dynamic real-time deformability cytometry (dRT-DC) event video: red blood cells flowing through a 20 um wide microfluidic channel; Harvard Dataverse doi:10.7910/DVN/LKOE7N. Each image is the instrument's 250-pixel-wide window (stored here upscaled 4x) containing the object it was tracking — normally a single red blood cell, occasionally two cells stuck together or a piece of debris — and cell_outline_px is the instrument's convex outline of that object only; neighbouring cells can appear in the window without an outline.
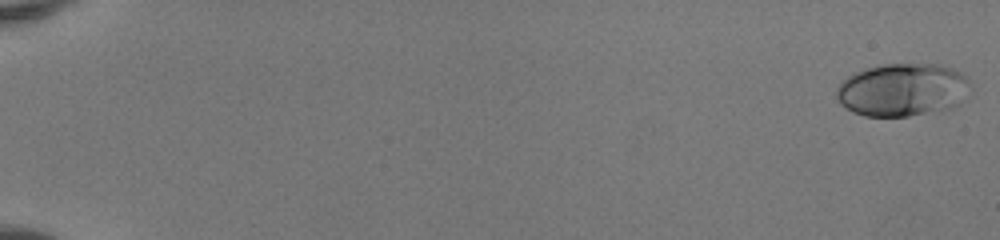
{"species": "human", "species_latin": "Homo sapiens", "temperature_condition": "room temperature", "stored_images_in_passage": 51, "camera_frame_rate_fps": 3000, "um_per_image_px": 0.085, "donor": {"sex": "female"}, "frame": {"image": 1, "passage_image": 1, "time_ms": 0.0, "image_size_px": [1000, 240], "cell_outline_px": [[972, 88], [960, 104], [948, 108], [908, 116], [864, 116], [852, 112], [840, 104], [836, 100], [836, 88], [848, 76], [864, 68], [884, 64], [936, 64], [952, 68], [968, 76]], "centroid_in_image_um": [76.72, 7.63], "position_along_channel_um": 8.3, "area_um2": 41.62}}
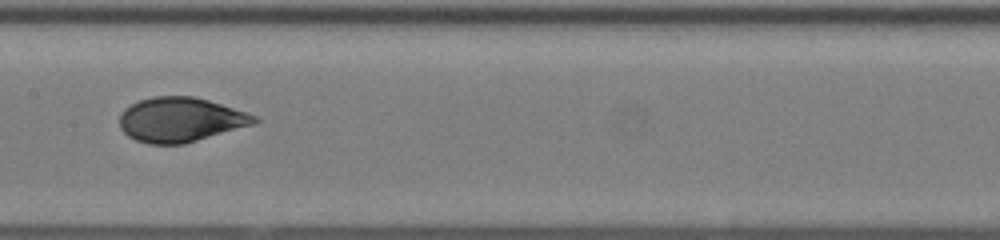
{"frame": {"image": 2, "passage_image": 29, "time_ms": 9.333, "image_size_px": [1000, 240], "cell_outline_px": [[260, 120], [256, 124], [184, 144], [148, 144], [136, 140], [128, 136], [120, 128], [120, 112], [124, 108], [140, 100], [156, 96], [192, 96], [208, 100], [256, 116]], "centroid_in_image_um": [15.33, 10.18], "position_along_channel_um": 192.1, "area_um2": 34.91}}
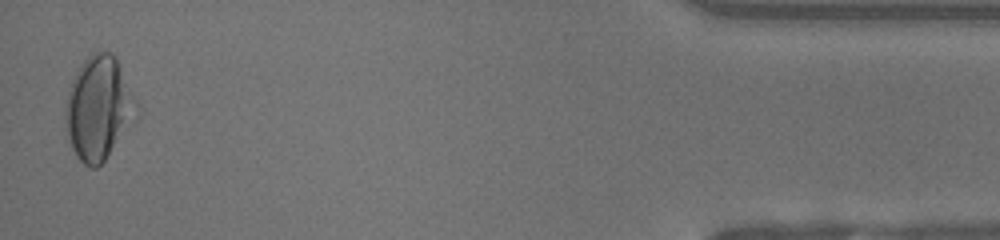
{"frame": {"image": 3, "passage_image": 51, "time_ms": 16.667, "image_size_px": [1000, 240], "cell_outline_px": [[140, 112], [104, 160], [96, 168], [92, 168], [84, 164], [76, 156], [68, 140], [64, 116], [64, 108], [68, 92], [72, 80], [80, 64], [92, 52], [112, 52], [116, 56], [140, 104]], "centroid_in_image_um": [8.4, 9.16], "position_along_channel_um": 426.8, "area_um2": 43.29}, "authors_computed_cell_mechanics": {"area_um2": 35.7782, "velocity_mm_per_s": 4.1507, "shape_relaxation_time_tau1_ms": 4.8406, "shape_relaxation_time_tau2_ms": null, "deformation_change_tau1": 0.1925, "deformation_change_tau2": null}}